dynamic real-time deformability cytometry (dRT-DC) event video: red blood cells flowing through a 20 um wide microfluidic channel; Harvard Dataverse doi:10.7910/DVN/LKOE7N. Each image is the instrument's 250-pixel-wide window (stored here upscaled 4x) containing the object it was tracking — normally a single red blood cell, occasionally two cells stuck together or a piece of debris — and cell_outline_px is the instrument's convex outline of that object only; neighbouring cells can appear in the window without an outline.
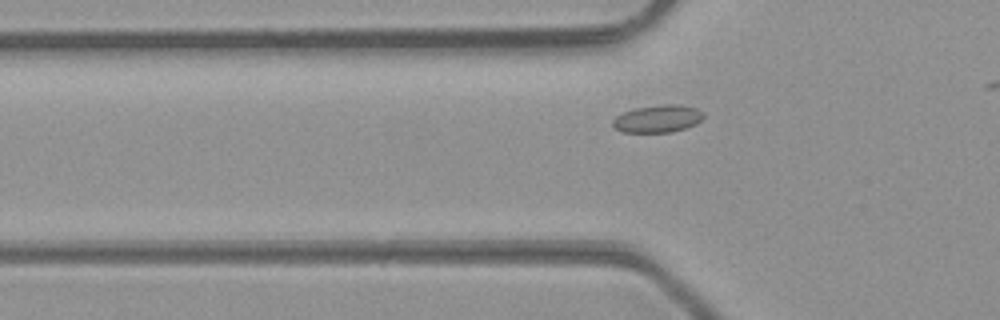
{"species": "common noctule bat (a hibernating species)", "species_latin": "Nyctalus noctula", "temperature_condition": "room temperature", "stored_images_in_passage": 15, "camera_frame_rate_fps": 3000, "um_per_image_px": 0.085, "animal": {"sex": "male", "body_mass_g": 23.1, "forearm_length_mm": 52.7}, "frame": {"image": 1, "passage_image": 4, "time_ms": 1.0, "image_size_px": [1000, 320], "cell_outline_px": [[704, 116], [696, 124], [672, 132], [624, 132], [616, 128], [612, 124], [612, 120], [616, 116], [632, 108], [664, 104], [680, 104], [696, 108], [704, 112]], "centroid_in_image_um": [55.91, 10.07], "position_along_channel_um": 69.9, "area_um2": 14.57}}
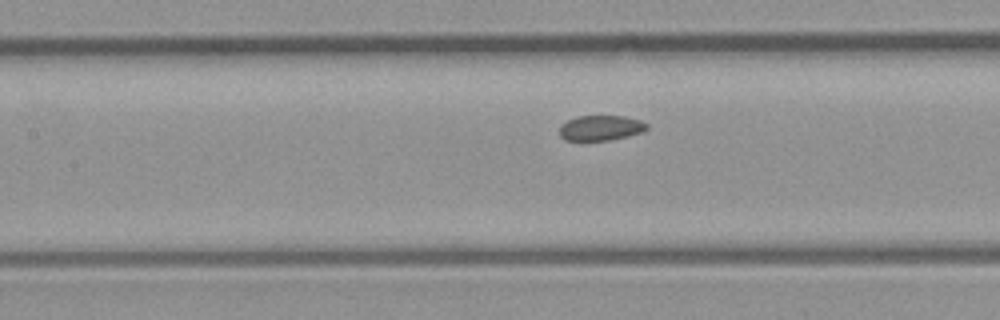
{"frame": {"image": 2, "passage_image": 10, "time_ms": 3.0, "image_size_px": [1000, 320], "cell_outline_px": [[648, 128], [640, 132], [628, 136], [608, 140], [564, 140], [560, 136], [560, 128], [568, 120], [576, 116], [624, 116], [640, 120], [648, 124]], "centroid_in_image_um": [51.07, 10.87], "position_along_channel_um": 156.3, "area_um2": 12.66}}
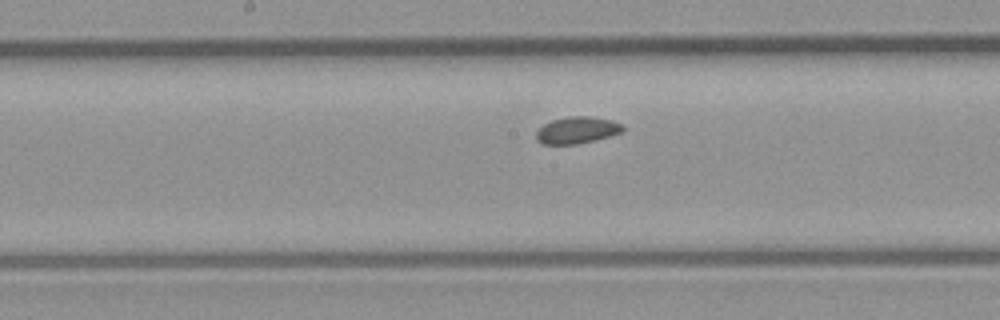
{"frame": {"image": 3, "passage_image": 13, "time_ms": 4.0, "image_size_px": [1000, 320], "cell_outline_px": [[624, 132], [576, 144], [544, 144], [536, 140], [536, 132], [544, 124], [552, 120], [568, 116], [592, 116], [612, 120], [624, 124]], "centroid_in_image_um": [49.07, 11.04], "position_along_channel_um": 199.1, "area_um2": 13.53}}